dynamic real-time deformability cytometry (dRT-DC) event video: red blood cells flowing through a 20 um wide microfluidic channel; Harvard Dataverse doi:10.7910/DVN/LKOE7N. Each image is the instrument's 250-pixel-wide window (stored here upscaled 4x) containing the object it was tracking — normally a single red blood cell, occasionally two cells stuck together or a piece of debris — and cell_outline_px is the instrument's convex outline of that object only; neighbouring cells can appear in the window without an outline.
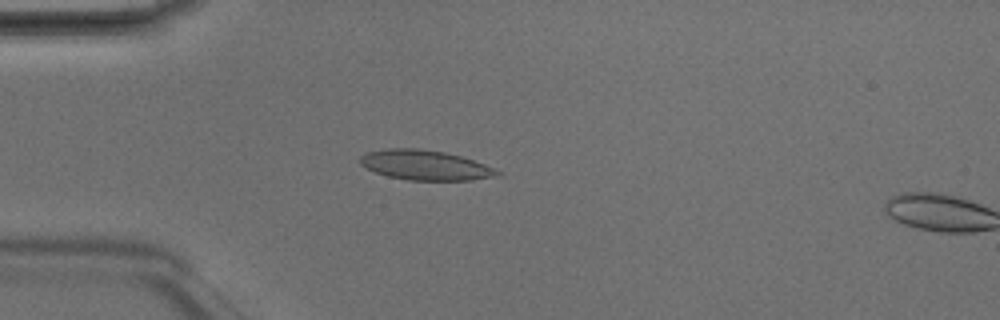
{"species": "Egyptian fruit bat (a non-hibernating species)", "species_latin": "Rousettus aegyptiacus", "temperature_condition": "room temperature", "stored_images_in_passage": 15, "camera_frame_rate_fps": 3000, "um_per_image_px": 0.085, "animal": {"sex": "male"}, "frame": {"image": 1, "passage_image": 13, "time_ms": 4.0, "image_size_px": [1000, 320], "cell_outline_px": [[500, 176], [472, 180], [408, 180], [388, 176], [364, 168], [360, 164], [360, 156], [368, 152], [388, 148], [420, 148], [444, 152], [460, 156], [484, 164], [500, 172]], "centroid_in_image_um": [36.11, 14.04], "position_along_channel_um": 48.9, "area_um2": 23.81}}